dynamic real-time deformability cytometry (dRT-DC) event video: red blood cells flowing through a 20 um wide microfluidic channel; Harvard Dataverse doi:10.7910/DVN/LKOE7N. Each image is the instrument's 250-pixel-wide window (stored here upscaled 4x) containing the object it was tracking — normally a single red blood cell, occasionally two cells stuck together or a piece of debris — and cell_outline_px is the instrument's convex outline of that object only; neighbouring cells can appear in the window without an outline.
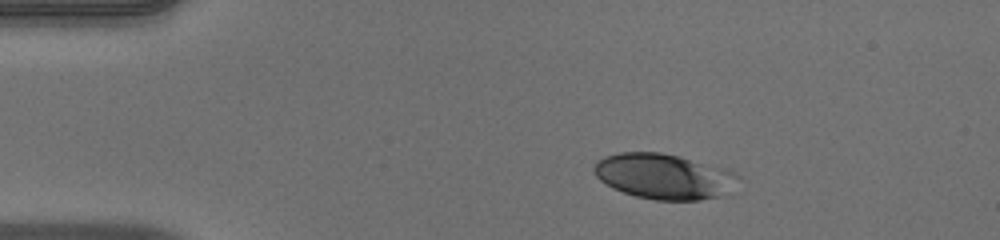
{"species": "human", "species_latin": "Homo sapiens", "temperature_condition": "warm", "stored_images_in_passage": 43, "camera_frame_rate_fps": 3000, "um_per_image_px": 0.085, "donor": {"sex": "male"}, "frame": {"image": 1, "passage_image": 1, "time_ms": 0.0, "image_size_px": [1000, 240], "cell_outline_px": [[740, 176], [720, 196], [700, 200], [656, 200], [636, 196], [612, 188], [600, 180], [596, 176], [592, 168], [596, 160], [604, 156], [620, 152], [660, 152], [680, 156], [724, 168], [736, 172]], "centroid_in_image_um": [56.36, 14.97], "position_along_channel_um": 28.6, "area_um2": 37.92}}
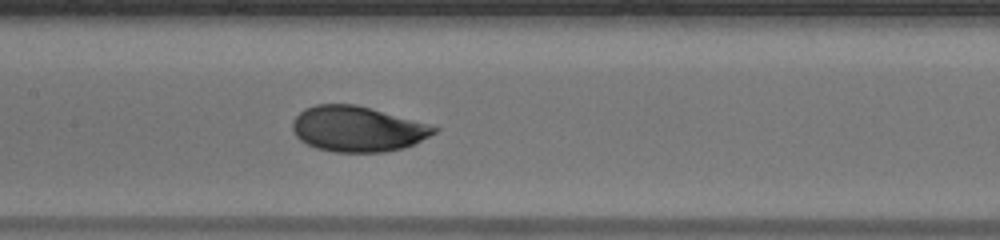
{"frame": {"image": 2, "passage_image": 17, "time_ms": 5.333, "image_size_px": [1000, 240], "cell_outline_px": [[440, 128], [436, 132], [404, 148], [384, 152], [332, 152], [316, 148], [300, 140], [296, 136], [292, 128], [292, 120], [304, 108], [316, 104], [356, 104], [428, 124]], "centroid_in_image_um": [30.34, 10.96], "position_along_channel_um": 177.1, "area_um2": 37.34}}
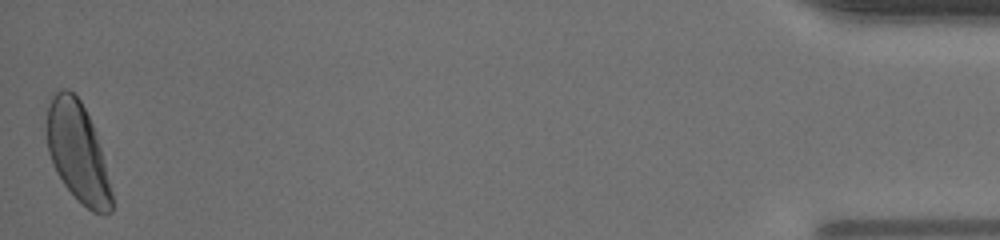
{"frame": {"image": 3, "passage_image": 43, "time_ms": 14.0, "image_size_px": [1000, 240], "cell_outline_px": [[112, 212], [104, 216], [92, 212], [64, 184], [56, 172], [48, 152], [44, 128], [48, 104], [52, 96], [60, 88], [68, 88], [80, 100], [96, 132], [112, 192]], "centroid_in_image_um": [6.57, 12.91], "position_along_channel_um": 428.6, "area_um2": 37.74}, "authors_computed_cell_mechanics": {"area_um2": 37.3388, "velocity_mm_per_s": 3.9777, "shape_relaxation_time_tau1_ms": 2.9354, "shape_relaxation_time_tau2_ms": null, "deformation_change_tau1": 0.1375, "deformation_change_tau2": null}}